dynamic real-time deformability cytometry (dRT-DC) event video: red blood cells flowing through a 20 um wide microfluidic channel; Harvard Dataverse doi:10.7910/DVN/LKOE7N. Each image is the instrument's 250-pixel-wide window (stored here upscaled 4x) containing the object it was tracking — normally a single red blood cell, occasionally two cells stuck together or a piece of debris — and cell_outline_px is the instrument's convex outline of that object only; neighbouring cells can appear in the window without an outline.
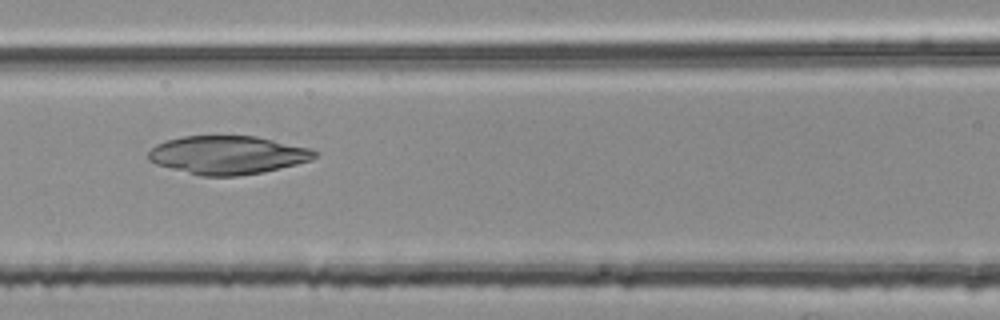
{"species": "common noctule bat (a hibernating species)", "species_latin": "Nyctalus noctula", "temperature_condition": "room temperature", "stored_images_in_passage": 7, "camera_frame_rate_fps": 3000, "um_per_image_px": 0.085, "animal": {"sex": "female", "body_mass_g": 25.1}, "frame": {"image": 1, "passage_image": 6, "time_ms": 1.667, "image_size_px": [1000, 320], "cell_outline_px": [[320, 152], [312, 160], [264, 172], [236, 176], [200, 176], [156, 164], [148, 160], [148, 152], [156, 144], [164, 140], [184, 136], [256, 136], [308, 148]], "centroid_in_image_um": [19.33, 13.17], "position_along_channel_um": 147.3, "area_um2": 37.17}}
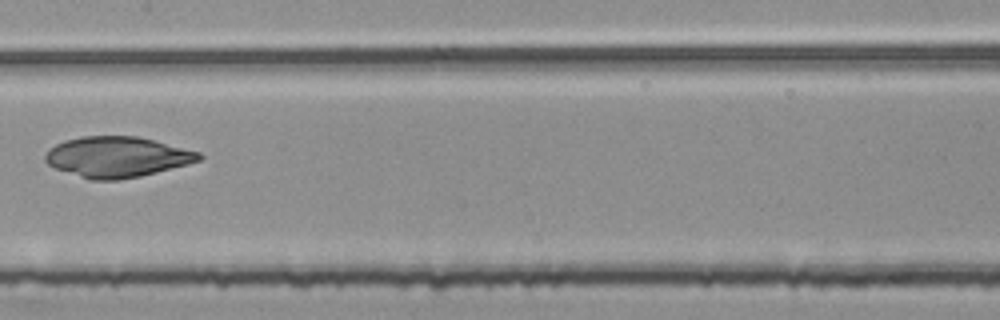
{"frame": {"image": 2, "passage_image": 7, "time_ms": 2.0, "image_size_px": [1000, 320], "cell_outline_px": [[204, 156], [200, 160], [188, 164], [140, 176], [116, 180], [88, 180], [56, 168], [48, 164], [44, 160], [44, 156], [56, 144], [64, 140], [80, 136], [136, 136], [200, 152]], "centroid_in_image_um": [9.94, 13.34], "position_along_channel_um": 197.5, "area_um2": 36.13}}